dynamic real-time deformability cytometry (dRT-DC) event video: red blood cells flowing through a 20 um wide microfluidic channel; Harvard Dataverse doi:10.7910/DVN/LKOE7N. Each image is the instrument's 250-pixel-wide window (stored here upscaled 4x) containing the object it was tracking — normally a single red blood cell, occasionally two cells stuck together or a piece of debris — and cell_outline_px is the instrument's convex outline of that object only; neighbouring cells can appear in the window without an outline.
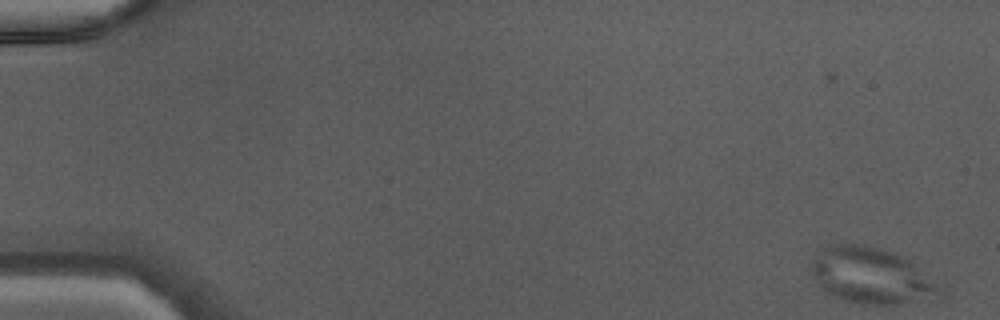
{"species": "Egyptian fruit bat (a non-hibernating species)", "species_latin": "Rousettus aegyptiacus", "temperature_condition": "warm", "stored_images_in_passage": 46, "camera_frame_rate_fps": 3000, "um_per_image_px": 0.085, "animal": {"sex": "male"}, "frame": {"image": 1, "passage_image": 1, "time_ms": 0.0, "image_size_px": [1000, 320], "cell_outline_px": [[948, 292], [944, 300], [896, 304], [864, 304], [844, 300], [820, 288], [816, 284], [808, 268], [808, 264], [820, 244], [864, 244], [880, 248], [904, 256], [948, 288]], "centroid_in_image_um": [74.15, 23.44], "position_along_channel_um": 10.8, "area_um2": 44.22}}
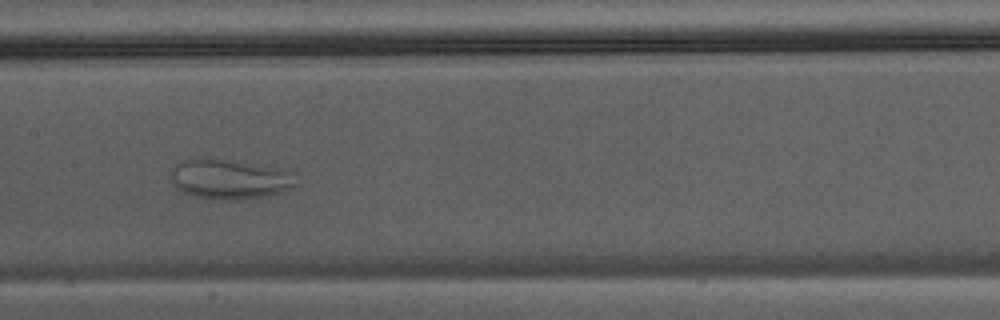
{"frame": {"image": 2, "passage_image": 24, "time_ms": 7.667, "image_size_px": [1000, 320], "cell_outline_px": [[300, 184], [292, 188], [268, 196], [240, 200], [212, 200], [192, 196], [176, 188], [172, 180], [172, 168], [176, 164], [184, 160], [232, 160], [288, 172]], "centroid_in_image_um": [19.5, 15.29], "position_along_channel_um": 187.9, "area_um2": 28.44}}
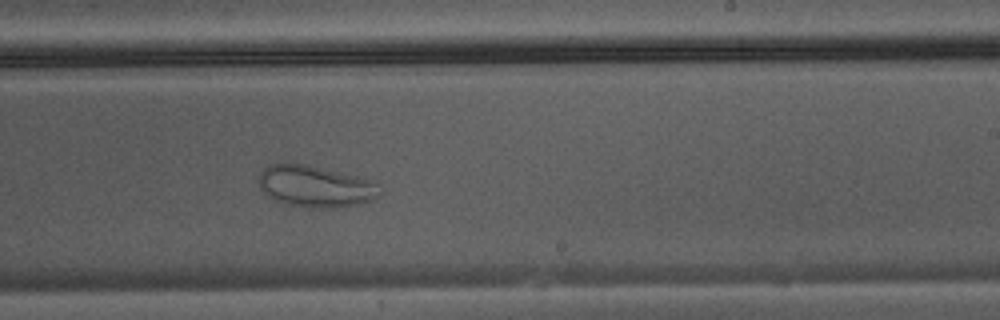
{"frame": {"image": 3, "passage_image": 29, "time_ms": 9.333, "image_size_px": [1000, 320], "cell_outline_px": [[376, 196], [372, 200], [356, 204], [336, 208], [312, 208], [284, 204], [268, 196], [260, 188], [256, 176], [264, 168], [272, 164], [308, 164], [376, 180]], "centroid_in_image_um": [26.76, 15.83], "position_along_channel_um": 262.2, "area_um2": 29.36}}